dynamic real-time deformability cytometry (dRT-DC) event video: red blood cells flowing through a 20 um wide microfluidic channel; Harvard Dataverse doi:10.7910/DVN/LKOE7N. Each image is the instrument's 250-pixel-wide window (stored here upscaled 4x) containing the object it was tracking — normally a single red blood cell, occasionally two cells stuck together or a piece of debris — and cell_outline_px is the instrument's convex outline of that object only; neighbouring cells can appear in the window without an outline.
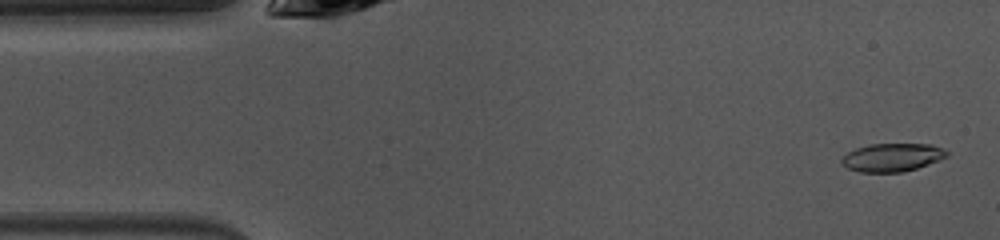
{"species": "common noctule bat (a hibernating species)", "species_latin": "Nyctalus noctula", "temperature_condition": "warm", "stored_images_in_passage": 48, "camera_frame_rate_fps": 3000, "um_per_image_px": 0.085, "animal": {"sex": "female", "body_mass_g": 10.0, "forearm_length_mm": 53.1}, "frame": {"image": 1, "passage_image": 2, "time_ms": 0.333, "image_size_px": [1000, 240], "cell_outline_px": [[948, 156], [940, 160], [916, 168], [900, 172], [860, 172], [848, 168], [840, 164], [840, 160], [848, 152], [856, 148], [868, 144], [932, 144], [944, 148], [948, 152]], "centroid_in_image_um": [75.84, 13.37], "position_along_channel_um": 9.2, "area_um2": 17.34}}
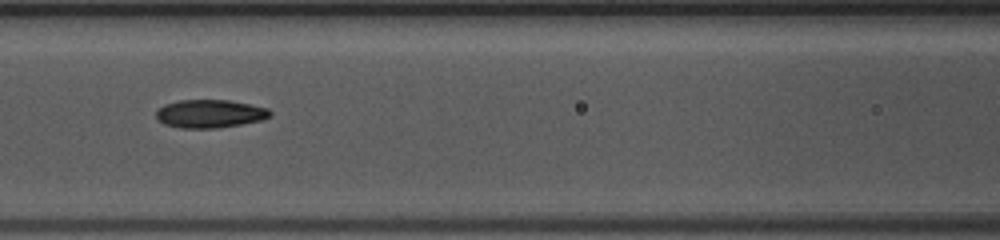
{"frame": {"image": 2, "passage_image": 19, "time_ms": 6.0, "image_size_px": [1000, 240], "cell_outline_px": [[272, 116], [260, 120], [240, 124], [216, 128], [180, 128], [164, 124], [156, 116], [156, 112], [164, 104], [180, 100], [228, 100], [268, 108], [272, 112]], "centroid_in_image_um": [17.84, 9.66], "position_along_channel_um": 148.8, "area_um2": 18.55}}
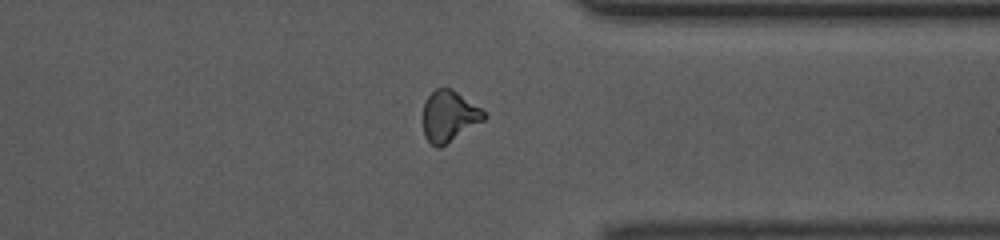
{"frame": {"image": 3, "passage_image": 36, "time_ms": 11.667, "image_size_px": [1000, 240], "cell_outline_px": [[488, 116], [484, 120], [440, 148], [436, 148], [424, 136], [424, 100], [436, 88], [452, 88], [480, 108]], "centroid_in_image_um": [38.17, 9.87], "position_along_channel_um": 373.2, "area_um2": 17.98}, "authors_computed_cell_mechanics": {"area_um2": 18.4093, "velocity_mm_per_s": 4.0638, "shape_relaxation_time_tau1_ms": 5.7879, "shape_relaxation_time_tau2_ms": 2.25, "deformation_change_tau1": 0.1689, "deformation_change_tau2": 0.0819}}